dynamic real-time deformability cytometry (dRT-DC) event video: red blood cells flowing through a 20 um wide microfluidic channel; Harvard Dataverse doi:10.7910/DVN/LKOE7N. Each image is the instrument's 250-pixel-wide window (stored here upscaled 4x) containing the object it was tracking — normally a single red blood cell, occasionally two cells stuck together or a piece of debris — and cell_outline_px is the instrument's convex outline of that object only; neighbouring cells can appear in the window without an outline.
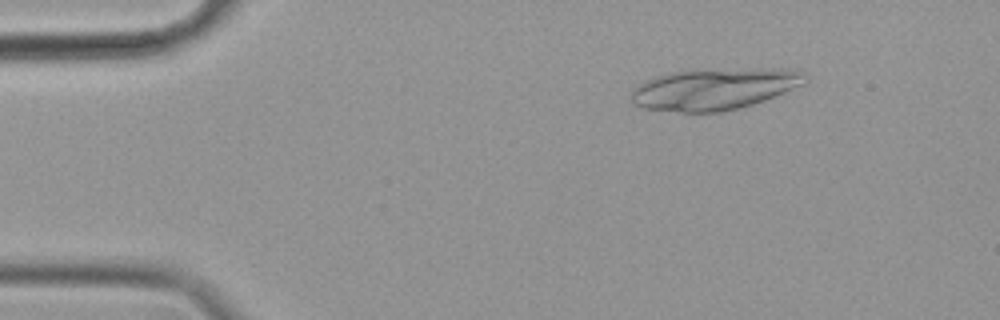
{"species": "common noctule bat (a hibernating species)", "species_latin": "Nyctalus noctula", "temperature_condition": "cold", "stored_images_in_passage": 18, "camera_frame_rate_fps": 3000, "um_per_image_px": 0.085, "animal": {"sex": "female", "body_mass_g": 19.9}, "frame": {"image": 1, "passage_image": 7, "time_ms": 2.0, "image_size_px": [1000, 320], "cell_outline_px": [[808, 80], [804, 84], [764, 100], [740, 108], [720, 112], [680, 112], [644, 108], [632, 104], [632, 88], [636, 84], [644, 80], [668, 72], [696, 68], [792, 68], [804, 72], [808, 76]], "centroid_in_image_um": [60.72, 7.52], "position_along_channel_um": 24.3, "area_um2": 43.12}}